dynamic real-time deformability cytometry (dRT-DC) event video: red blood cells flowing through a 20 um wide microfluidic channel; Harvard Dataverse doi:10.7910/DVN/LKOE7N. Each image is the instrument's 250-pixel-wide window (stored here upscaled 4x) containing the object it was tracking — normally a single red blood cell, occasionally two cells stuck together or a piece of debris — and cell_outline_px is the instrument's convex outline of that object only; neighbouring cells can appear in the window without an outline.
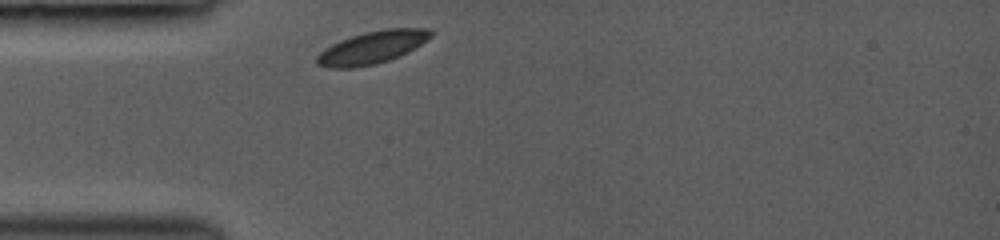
{"species": "common noctule bat (a hibernating species)", "species_latin": "Nyctalus noctula", "temperature_condition": "room temperature", "stored_images_in_passage": 31, "camera_frame_rate_fps": 3000, "um_per_image_px": 0.085, "animal": {"sex": "female", "body_mass_g": 19.0, "forearm_length_mm": 53.3}, "frame": {"image": 1, "passage_image": 1, "time_ms": 0.0, "image_size_px": [1000, 240], "cell_outline_px": [[432, 36], [408, 52], [400, 56], [376, 64], [352, 68], [328, 68], [316, 64], [316, 56], [324, 48], [340, 40], [364, 32], [384, 28], [428, 28], [432, 32]], "centroid_in_image_um": [31.61, 4.03], "position_along_channel_um": 53.4, "area_um2": 21.68}}
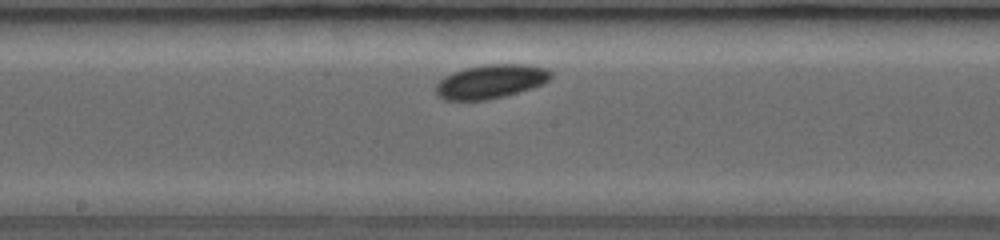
{"frame": {"image": 2, "passage_image": 16, "time_ms": 4.0, "image_size_px": [1000, 240], "cell_outline_px": [[552, 76], [544, 84], [532, 88], [504, 96], [484, 100], [444, 100], [436, 96], [436, 84], [444, 76], [452, 72], [464, 68], [484, 64], [528, 64], [548, 68], [552, 72]], "centroid_in_image_um": [41.72, 6.92], "position_along_channel_um": 206.5, "area_um2": 23.0}}
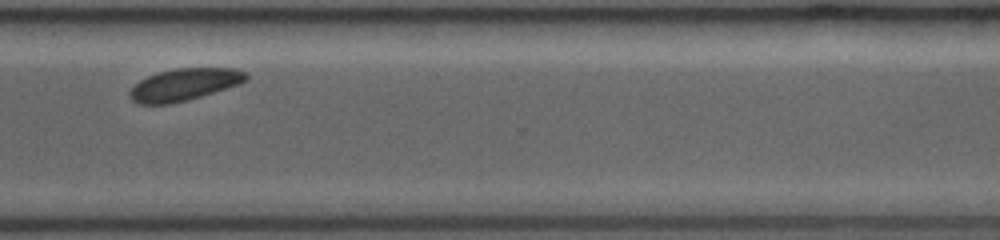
{"frame": {"image": 3, "passage_image": 30, "time_ms": 7.667, "image_size_px": [1000, 240], "cell_outline_px": [[248, 80], [240, 84], [188, 100], [172, 104], [140, 104], [132, 100], [128, 96], [128, 92], [140, 80], [148, 76], [160, 72], [176, 68], [236, 68], [248, 72]], "centroid_in_image_um": [15.7, 7.19], "position_along_channel_um": 354.9, "area_um2": 21.85}}